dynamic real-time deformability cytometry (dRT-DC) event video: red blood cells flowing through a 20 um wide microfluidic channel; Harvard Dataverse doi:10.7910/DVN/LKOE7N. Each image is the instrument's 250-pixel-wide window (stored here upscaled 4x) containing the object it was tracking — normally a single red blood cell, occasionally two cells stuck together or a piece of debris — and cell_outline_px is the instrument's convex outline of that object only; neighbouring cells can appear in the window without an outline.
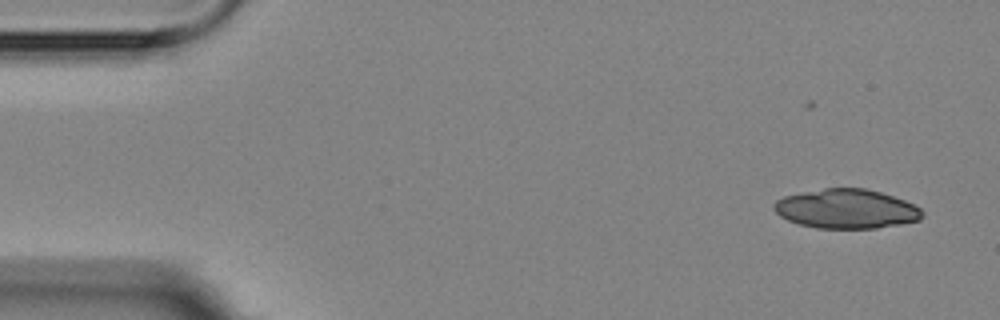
{"species": "Egyptian fruit bat (a non-hibernating species)", "species_latin": "Rousettus aegyptiacus", "temperature_condition": "room temperature", "stored_images_in_passage": 6, "camera_frame_rate_fps": 3000, "um_per_image_px": 0.085, "animal": {"sex": "female"}, "frame": {"image": 1, "passage_image": 2, "time_ms": 1.333, "image_size_px": [1000, 320], "cell_outline_px": [[924, 216], [920, 220], [900, 224], [876, 228], [816, 228], [800, 224], [788, 220], [780, 216], [772, 208], [772, 204], [776, 200], [784, 196], [824, 188], [864, 188], [880, 192], [904, 200], [920, 208], [924, 212]], "centroid_in_image_um": [71.94, 17.75], "position_along_channel_um": 13.1, "area_um2": 33.93}}